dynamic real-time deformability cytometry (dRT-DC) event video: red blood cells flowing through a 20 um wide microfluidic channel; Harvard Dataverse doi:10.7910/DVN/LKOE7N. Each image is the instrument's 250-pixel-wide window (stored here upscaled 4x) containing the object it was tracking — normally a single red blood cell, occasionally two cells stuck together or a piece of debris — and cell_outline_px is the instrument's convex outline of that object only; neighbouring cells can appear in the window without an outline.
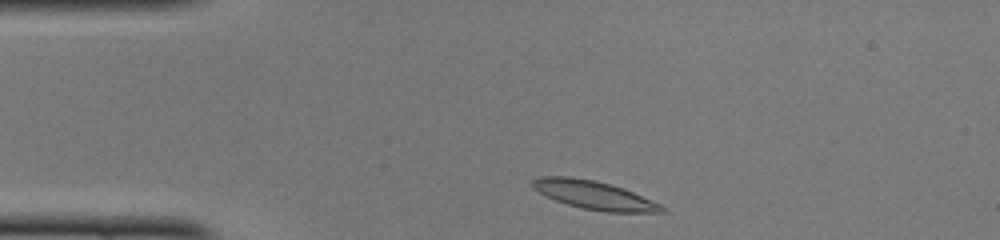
{"species": "common noctule bat (a hibernating species)", "species_latin": "Nyctalus noctula", "temperature_condition": "cold", "stored_images_in_passage": 39, "camera_frame_rate_fps": 3000, "um_per_image_px": 0.085, "animal": {"sex": "female", "body_mass_g": 22.0, "forearm_length_mm": 56.7}, "frame": {"image": 1, "passage_image": 1, "time_ms": 0.0, "image_size_px": [1000, 240], "cell_outline_px": [[664, 212], [604, 212], [584, 208], [568, 204], [556, 200], [532, 188], [532, 180], [540, 176], [568, 176], [596, 180], [624, 188], [660, 204], [664, 208]], "centroid_in_image_um": [50.48, 16.57], "position_along_channel_um": 34.5, "area_um2": 21.15}}
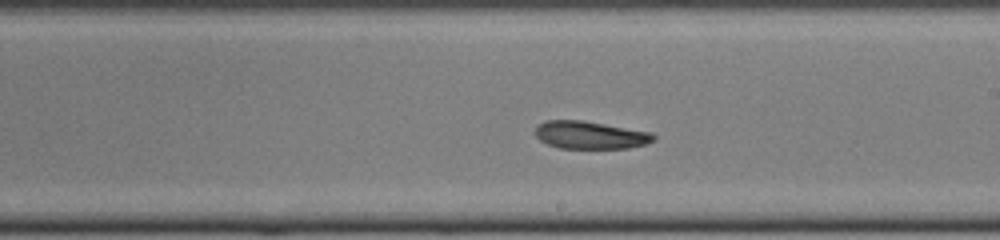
{"frame": {"image": 2, "passage_image": 19, "time_ms": 6.0, "image_size_px": [1000, 240], "cell_outline_px": [[656, 140], [644, 144], [628, 148], [560, 148], [548, 144], [540, 140], [536, 136], [536, 128], [540, 124], [548, 120], [580, 120], [652, 132], [656, 136]], "centroid_in_image_um": [50.2, 11.48], "position_along_channel_um": 238.8, "area_um2": 18.9}}
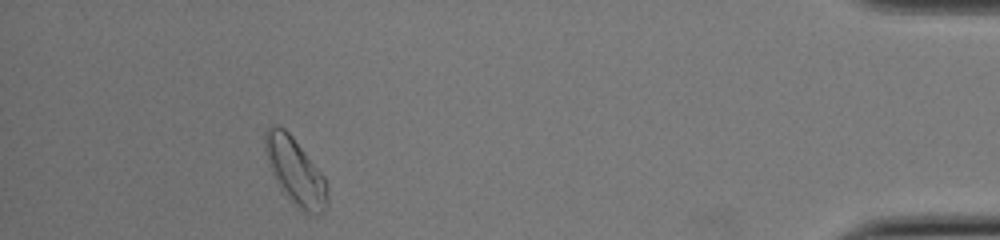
{"frame": {"image": 3, "passage_image": 36, "time_ms": 11.667, "image_size_px": [1000, 240], "cell_outline_px": [[328, 204], [324, 212], [316, 216], [312, 216], [300, 212], [288, 200], [280, 188], [268, 164], [264, 152], [264, 132], [272, 124], [276, 124], [284, 128], [292, 136], [324, 176], [328, 184]], "centroid_in_image_um": [25.11, 14.63], "position_along_channel_um": 410.1, "area_um2": 24.91}, "authors_computed_cell_mechanics": {"area_um2": 19.8254, "velocity_mm_per_s": 4.0385, "shape_relaxation_time_tau1_ms": 6.3587, "shape_relaxation_time_tau2_ms": 5.5546, "deformation_change_tau1": 0.1358, "deformation_change_tau2": 0.1408}}